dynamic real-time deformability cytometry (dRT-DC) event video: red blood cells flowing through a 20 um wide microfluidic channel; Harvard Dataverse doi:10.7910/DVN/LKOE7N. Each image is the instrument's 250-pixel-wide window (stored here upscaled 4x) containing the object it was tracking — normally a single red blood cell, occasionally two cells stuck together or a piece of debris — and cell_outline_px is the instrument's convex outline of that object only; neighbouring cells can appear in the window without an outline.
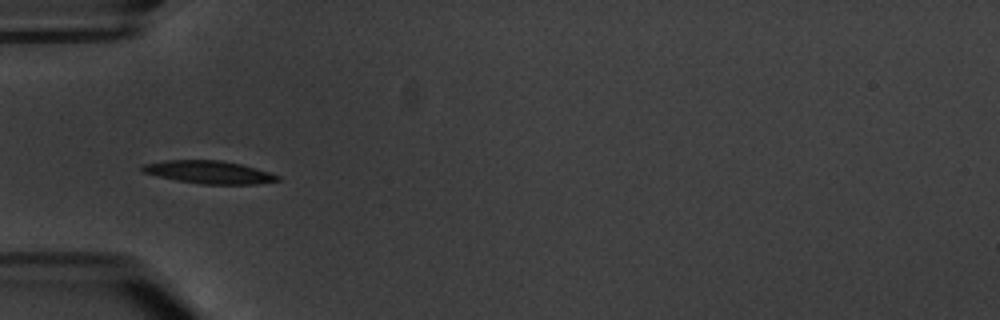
{"species": "common noctule bat (a hibernating species)", "species_latin": "Nyctalus noctula", "temperature_condition": "warm", "stored_images_in_passage": 6, "camera_frame_rate_fps": 3000, "um_per_image_px": 0.085, "animal": {"sex": "male", "body_mass_g": 20.1, "forearm_length_mm": 53.5}, "frame": {"image": 1, "passage_image": 5, "time_ms": 5.667, "image_size_px": [1000, 320], "cell_outline_px": [[280, 180], [256, 184], [200, 184], [176, 180], [156, 176], [144, 172], [140, 168], [144, 164], [164, 160], [220, 160], [240, 164], [268, 172], [280, 176]], "centroid_in_image_um": [17.73, 14.63], "position_along_channel_um": 67.3, "area_um2": 17.86}}